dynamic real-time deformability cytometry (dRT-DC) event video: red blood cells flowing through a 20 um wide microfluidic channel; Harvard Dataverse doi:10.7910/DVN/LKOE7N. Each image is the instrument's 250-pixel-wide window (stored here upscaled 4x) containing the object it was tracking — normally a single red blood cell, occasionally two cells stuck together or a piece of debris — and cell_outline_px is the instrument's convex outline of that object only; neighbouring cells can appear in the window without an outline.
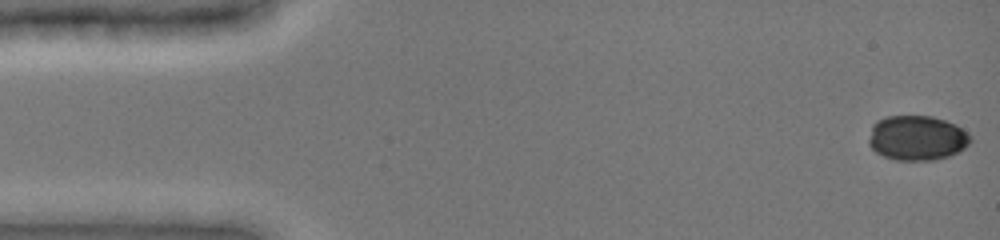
{"species": "common noctule bat (a hibernating species)", "species_latin": "Nyctalus noctula", "temperature_condition": "cold", "stored_images_in_passage": 118, "camera_frame_rate_fps": 3000, "um_per_image_px": 0.085, "animal": {"sex": "female", "body_mass_g": 19.0, "forearm_length_mm": 51.5}, "frame": {"image": 1, "passage_image": 1, "time_ms": 0.0, "image_size_px": [1000, 240], "cell_outline_px": [[972, 140], [964, 148], [948, 156], [936, 160], [896, 160], [884, 156], [876, 152], [868, 144], [868, 140], [872, 124], [876, 120], [888, 116], [932, 116], [956, 124], [968, 132], [972, 136]], "centroid_in_image_um": [77.94, 11.72], "position_along_channel_um": 7.1, "area_um2": 26.76}}
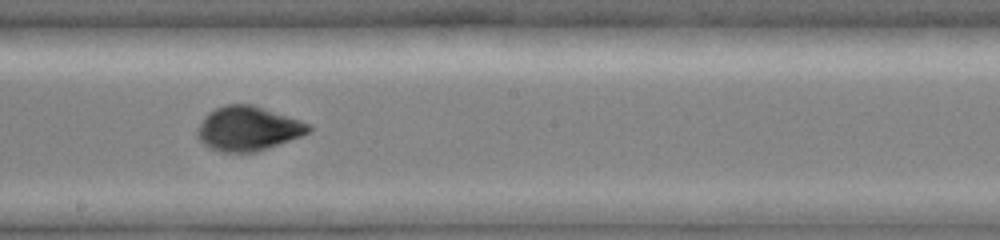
{"frame": {"image": 2, "passage_image": 52, "time_ms": 8.667, "image_size_px": [1000, 240], "cell_outline_px": [[312, 128], [308, 132], [300, 136], [268, 148], [256, 152], [220, 152], [208, 148], [196, 136], [196, 128], [204, 116], [208, 112], [224, 104], [252, 104], [300, 120], [308, 124]], "centroid_in_image_um": [21.02, 10.93], "position_along_channel_um": 227.2, "area_um2": 28.78}}
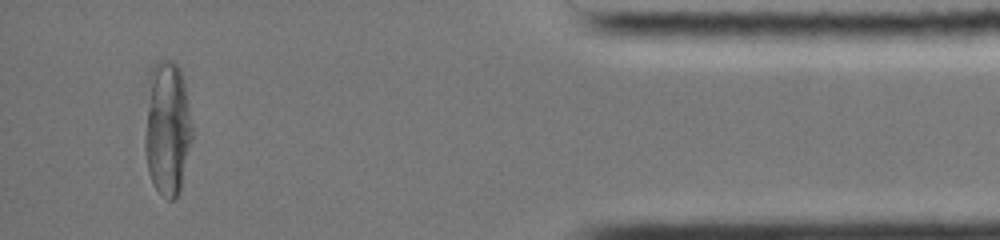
{"frame": {"image": 3, "passage_image": 107, "time_ms": 14.667, "image_size_px": [1000, 240], "cell_outline_px": [[192, 140], [180, 192], [172, 200], [168, 200], [156, 188], [148, 172], [144, 148], [144, 136], [148, 76], [152, 68], [160, 60], [172, 60], [180, 68], [184, 80], [192, 128]], "centroid_in_image_um": [14.21, 10.89], "position_along_channel_um": 421.0, "area_um2": 37.45}}